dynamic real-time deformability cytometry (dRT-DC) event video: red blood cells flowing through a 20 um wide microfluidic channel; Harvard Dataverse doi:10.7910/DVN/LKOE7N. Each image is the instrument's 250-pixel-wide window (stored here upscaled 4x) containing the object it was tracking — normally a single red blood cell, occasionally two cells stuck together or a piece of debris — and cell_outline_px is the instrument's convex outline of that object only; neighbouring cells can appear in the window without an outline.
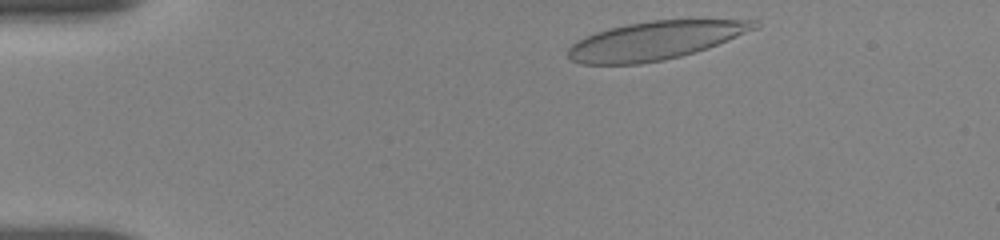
{"species": "human", "species_latin": "Homo sapiens", "temperature_condition": "room temperature", "stored_images_in_passage": 45, "camera_frame_rate_fps": 3000, "um_per_image_px": 0.085, "donor": {"sex": "female"}, "frame": {"image": 1, "passage_image": 2, "time_ms": 0.333, "image_size_px": [1000, 240], "cell_outline_px": [[760, 28], [708, 48], [696, 52], [664, 60], [640, 64], [580, 64], [572, 60], [568, 56], [568, 48], [576, 40], [596, 32], [608, 28], [628, 24], [652, 20], [756, 20], [760, 24]], "centroid_in_image_um": [55.71, 3.45], "position_along_channel_um": 29.3, "area_um2": 41.73}}
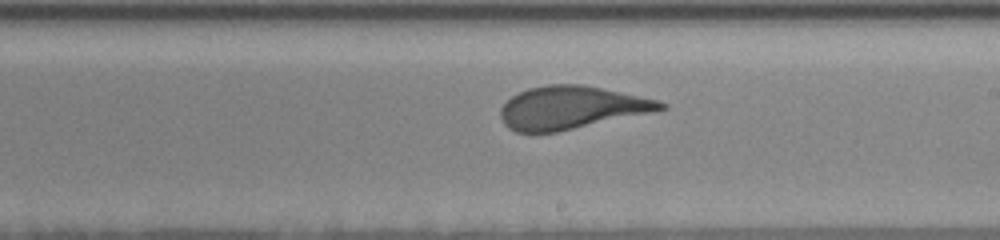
{"frame": {"image": 2, "passage_image": 25, "time_ms": 8.0, "image_size_px": [1000, 240], "cell_outline_px": [[668, 108], [556, 132], [516, 132], [508, 128], [504, 124], [500, 116], [500, 108], [512, 96], [528, 88], [548, 84], [580, 84], [620, 92], [656, 100], [668, 104]], "centroid_in_image_um": [48.5, 9.14], "position_along_channel_um": 240.5, "area_um2": 39.3}}
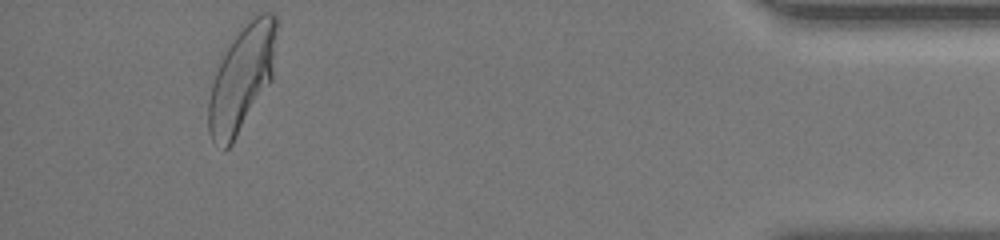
{"frame": {"image": 3, "passage_image": 44, "time_ms": 14.333, "image_size_px": [1000, 240], "cell_outline_px": [[276, 28], [272, 80], [232, 144], [224, 152], [212, 140], [208, 132], [208, 100], [212, 84], [216, 72], [236, 28], [252, 16], [260, 12], [272, 12], [276, 16]], "centroid_in_image_um": [20.54, 6.63], "position_along_channel_um": 414.7, "area_um2": 42.14}, "authors_computed_cell_mechanics": {"area_um2": 41.0958, "velocity_mm_per_s": 3.6317, "shape_relaxation_time_tau1_ms": 4.7054, "shape_relaxation_time_tau2_ms": null, "deformation_change_tau1": 0.1865, "deformation_change_tau2": null}}